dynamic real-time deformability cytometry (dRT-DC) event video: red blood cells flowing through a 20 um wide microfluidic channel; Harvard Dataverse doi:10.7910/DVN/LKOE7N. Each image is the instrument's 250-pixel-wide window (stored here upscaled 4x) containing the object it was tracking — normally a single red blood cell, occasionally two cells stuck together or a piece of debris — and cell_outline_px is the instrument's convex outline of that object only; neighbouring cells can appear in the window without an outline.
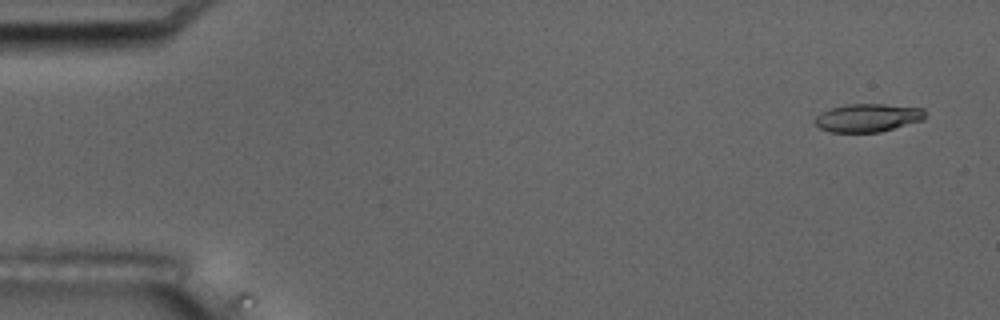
{"species": "common noctule bat (a hibernating species)", "species_latin": "Nyctalus noctula", "temperature_condition": "room temperature", "stored_images_in_passage": 4, "camera_frame_rate_fps": 3000, "um_per_image_px": 0.085, "animal": {"sex": "male", "body_mass_g": 17.5, "forearm_length_mm": 52.3}, "frame": {"image": 1, "passage_image": 1, "time_ms": 0.0, "image_size_px": [1000, 320], "cell_outline_px": [[924, 120], [880, 132], [832, 132], [820, 128], [816, 124], [816, 116], [820, 112], [832, 108], [848, 104], [884, 104], [924, 108]], "centroid_in_image_um": [73.78, 10.01], "position_along_channel_um": 11.2, "area_um2": 17.98}}